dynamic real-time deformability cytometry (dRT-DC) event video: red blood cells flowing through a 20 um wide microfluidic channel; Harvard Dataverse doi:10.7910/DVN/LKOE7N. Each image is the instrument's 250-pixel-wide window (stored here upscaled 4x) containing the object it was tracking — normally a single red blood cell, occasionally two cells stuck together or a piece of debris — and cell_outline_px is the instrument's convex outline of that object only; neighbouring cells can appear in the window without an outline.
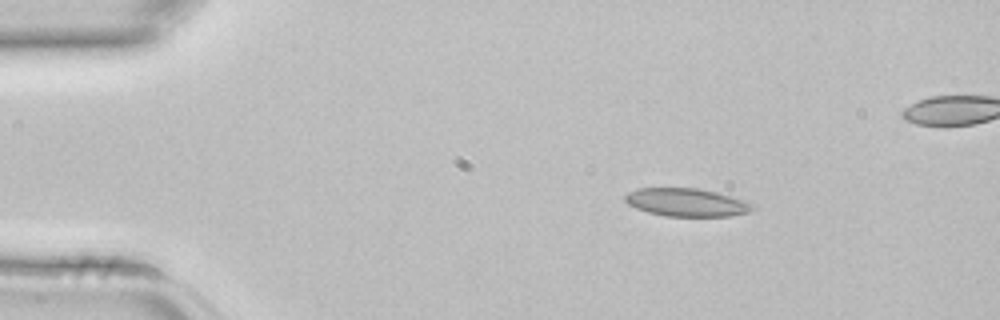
{"species": "common noctule bat (a hibernating species)", "species_latin": "Nyctalus noctula", "temperature_condition": "room temperature", "stored_images_in_passage": 4, "camera_frame_rate_fps": 3000, "um_per_image_px": 0.085, "animal": {"sex": "female", "body_mass_g": 22.7, "forearm_length_mm": 54.2}, "frame": {"image": 1, "passage_image": 1, "time_ms": 0.0, "image_size_px": [1000, 320], "cell_outline_px": [[756, 208], [748, 212], [732, 216], [664, 216], [648, 212], [636, 208], [628, 204], [624, 200], [624, 196], [628, 192], [640, 188], [700, 188], [748, 200], [756, 204]], "centroid_in_image_um": [58.42, 17.2], "position_along_channel_um": 26.6, "area_um2": 21.15}}